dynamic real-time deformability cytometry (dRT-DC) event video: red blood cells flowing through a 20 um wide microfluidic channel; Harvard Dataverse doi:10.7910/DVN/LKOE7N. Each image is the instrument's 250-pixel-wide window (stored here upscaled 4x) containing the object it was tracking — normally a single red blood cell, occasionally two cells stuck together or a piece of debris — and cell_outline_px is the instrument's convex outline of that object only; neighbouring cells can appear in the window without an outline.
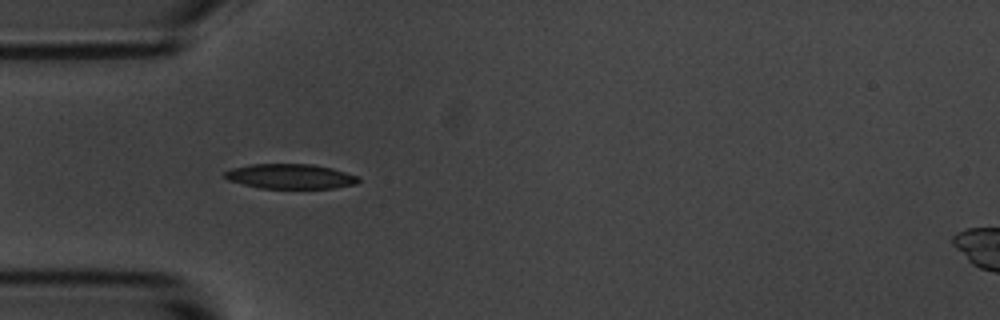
{"species": "common noctule bat (a hibernating species)", "species_latin": "Nyctalus noctula", "temperature_condition": "room temperature", "stored_images_in_passage": 5, "camera_frame_rate_fps": 3000, "um_per_image_px": 0.085, "animal": {"sex": "male", "body_mass_g": 20.1, "forearm_length_mm": 53.5}, "frame": {"image": 1, "passage_image": 4, "time_ms": 3.667, "image_size_px": [1000, 320], "cell_outline_px": [[360, 180], [356, 184], [332, 188], [260, 188], [228, 180], [224, 176], [224, 172], [232, 168], [248, 164], [312, 164], [332, 168], [360, 176]], "centroid_in_image_um": [24.7, 14.98], "position_along_channel_um": 60.3, "area_um2": 19.36}}